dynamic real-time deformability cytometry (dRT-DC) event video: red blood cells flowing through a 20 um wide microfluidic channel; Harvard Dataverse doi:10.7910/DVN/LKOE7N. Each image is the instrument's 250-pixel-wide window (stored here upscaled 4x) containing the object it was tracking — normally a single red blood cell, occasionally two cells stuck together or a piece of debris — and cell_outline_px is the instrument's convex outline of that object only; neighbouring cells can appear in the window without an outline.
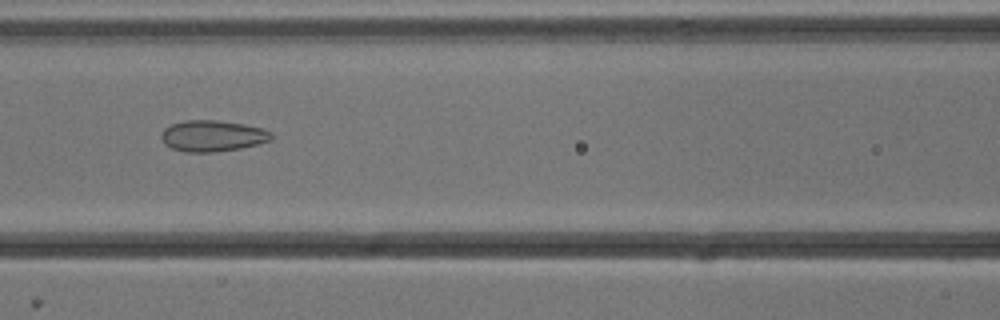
{"species": "common noctule bat (a hibernating species)", "species_latin": "Nyctalus noctula", "temperature_condition": "cold", "stored_images_in_passage": 53, "camera_frame_rate_fps": 3000, "um_per_image_px": 0.085, "animal": {"sex": "male", "body_mass_g": 13.3}, "frame": {"image": 1, "passage_image": 23, "time_ms": 7.333, "image_size_px": [1000, 320], "cell_outline_px": [[272, 140], [240, 148], [212, 152], [184, 152], [172, 148], [164, 144], [160, 136], [160, 132], [164, 128], [172, 124], [184, 120], [216, 120], [244, 124], [264, 128], [272, 132]], "centroid_in_image_um": [18.04, 11.54], "position_along_channel_um": 148.6, "area_um2": 20.11}}
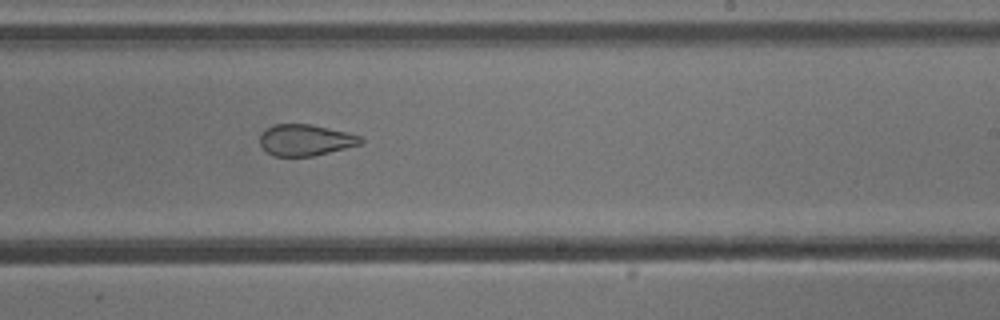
{"frame": {"image": 2, "passage_image": 32, "time_ms": 10.333, "image_size_px": [1000, 320], "cell_outline_px": [[364, 144], [312, 156], [272, 156], [260, 144], [260, 136], [268, 128], [276, 124], [312, 124], [348, 132], [360, 136], [364, 140]], "centroid_in_image_um": [26.02, 11.9], "position_along_channel_um": 263.0, "area_um2": 18.38}}
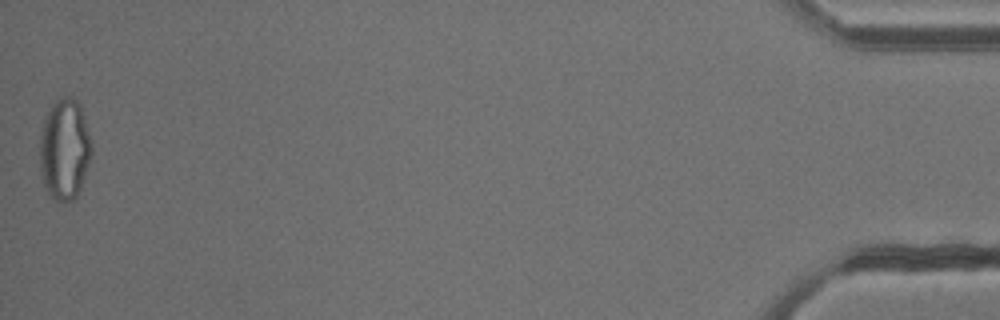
{"frame": {"image": 3, "passage_image": 53, "time_ms": 17.333, "image_size_px": [1000, 320], "cell_outline_px": [[92, 152], [80, 188], [76, 196], [72, 200], [56, 200], [44, 188], [40, 172], [40, 136], [44, 116], [52, 104], [60, 96], [72, 96], [80, 104], [84, 116], [92, 148]], "centroid_in_image_um": [5.46, 12.64], "position_along_channel_um": 429.7, "area_um2": 30.46}, "authors_computed_cell_mechanics": {"area_um2": 25.143, "velocity_mm_per_s": 3.8213, "shape_relaxation_time_tau1_ms": null, "shape_relaxation_time_tau2_ms": 1.7458, "deformation_change_tau1": null, "deformation_change_tau2": 0.0872}}